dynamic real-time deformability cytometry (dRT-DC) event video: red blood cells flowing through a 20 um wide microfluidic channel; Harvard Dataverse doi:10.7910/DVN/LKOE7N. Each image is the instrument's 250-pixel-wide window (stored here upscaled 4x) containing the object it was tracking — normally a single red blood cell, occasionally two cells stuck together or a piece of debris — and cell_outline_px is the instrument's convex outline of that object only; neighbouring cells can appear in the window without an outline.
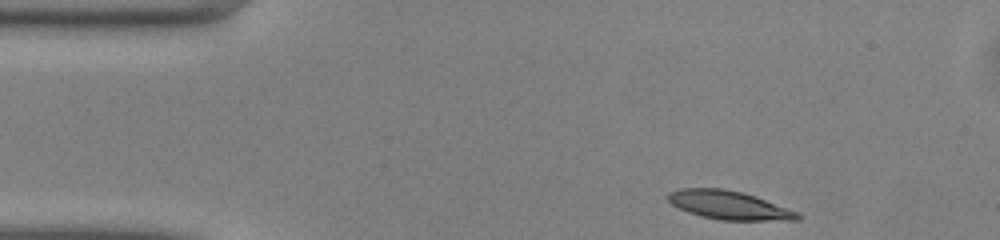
{"species": "common noctule bat (a hibernating species)", "species_latin": "Nyctalus noctula", "temperature_condition": "warm", "stored_images_in_passage": 43, "camera_frame_rate_fps": 3000, "um_per_image_px": 0.085, "animal": {"sex": "male", "body_mass_g": 13.0, "forearm_length_mm": 53.1}, "frame": {"image": 1, "passage_image": 1, "time_ms": 0.0, "image_size_px": [1000, 240], "cell_outline_px": [[804, 216], [800, 220], [720, 220], [700, 216], [688, 212], [672, 204], [668, 200], [668, 192], [680, 188], [724, 188], [740, 192], [800, 212]], "centroid_in_image_um": [61.97, 17.45], "position_along_channel_um": 23.0, "area_um2": 21.44}}
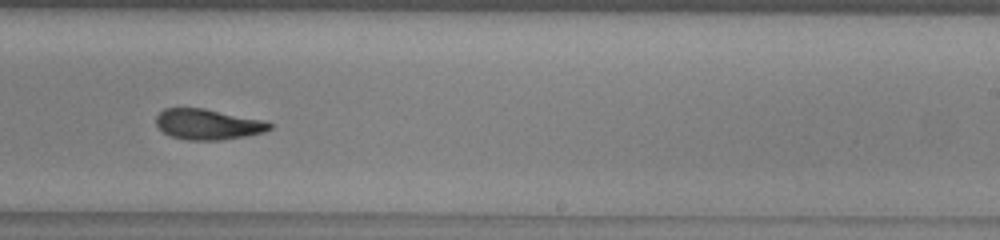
{"frame": {"image": 2, "passage_image": 24, "time_ms": 7.667, "image_size_px": [1000, 240], "cell_outline_px": [[272, 128], [264, 132], [244, 136], [220, 140], [188, 140], [172, 136], [164, 132], [156, 124], [156, 116], [164, 108], [204, 108], [260, 120], [272, 124]], "centroid_in_image_um": [17.64, 10.57], "position_along_channel_um": 271.4, "area_um2": 19.88}}
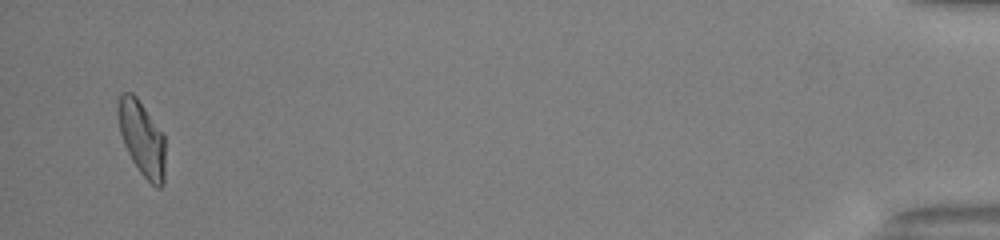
{"frame": {"image": 3, "passage_image": 42, "time_ms": 13.667, "image_size_px": [1000, 240], "cell_outline_px": [[164, 184], [160, 188], [156, 188], [140, 172], [132, 160], [124, 144], [120, 132], [116, 112], [116, 108], [120, 92], [132, 92], [136, 96], [164, 132]], "centroid_in_image_um": [12.05, 11.71], "position_along_channel_um": 423.1, "area_um2": 20.87}, "authors_computed_cell_mechanics": {"area_um2": 20.9814, "velocity_mm_per_s": 4.0972, "shape_relaxation_time_tau1_ms": 4.4538, "shape_relaxation_time_tau2_ms": 2.409, "deformation_change_tau1": 0.1763, "deformation_change_tau2": 0.1009}}